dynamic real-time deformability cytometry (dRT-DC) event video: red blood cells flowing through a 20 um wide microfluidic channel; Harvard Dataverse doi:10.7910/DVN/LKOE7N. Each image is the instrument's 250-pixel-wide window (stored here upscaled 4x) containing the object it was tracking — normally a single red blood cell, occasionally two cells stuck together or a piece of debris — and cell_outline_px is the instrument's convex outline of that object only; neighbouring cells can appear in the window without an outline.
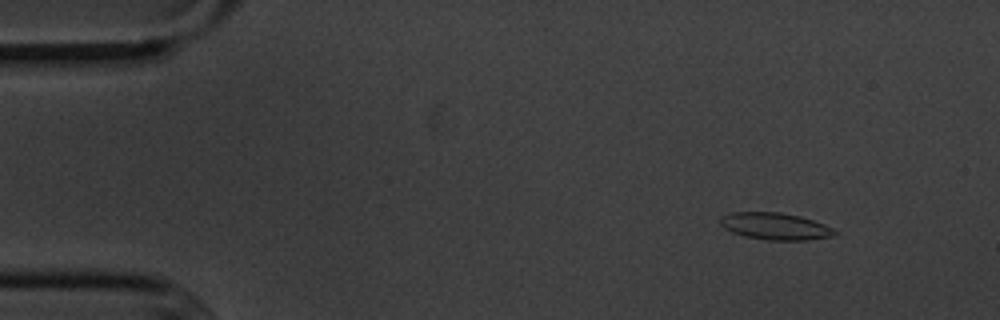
{"species": "common noctule bat (a hibernating species)", "species_latin": "Nyctalus noctula", "temperature_condition": "cold", "stored_images_in_passage": 55, "segment_of_instrument_passage": [1, 2], "camera_frame_rate_fps": 3000, "um_per_image_px": 0.085, "animal": {"sex": "male", "body_mass_g": 20.1, "forearm_length_mm": 53.5}, "frame": {"image": 1, "passage_image": 5, "time_ms": 1.333, "image_size_px": [1000, 320], "cell_outline_px": [[840, 232], [832, 236], [808, 240], [768, 240], [744, 236], [732, 232], [724, 228], [720, 224], [720, 216], [732, 212], [780, 212], [800, 216], [824, 224]], "centroid_in_image_um": [65.89, 19.23], "position_along_channel_um": 19.1, "area_um2": 18.03}}
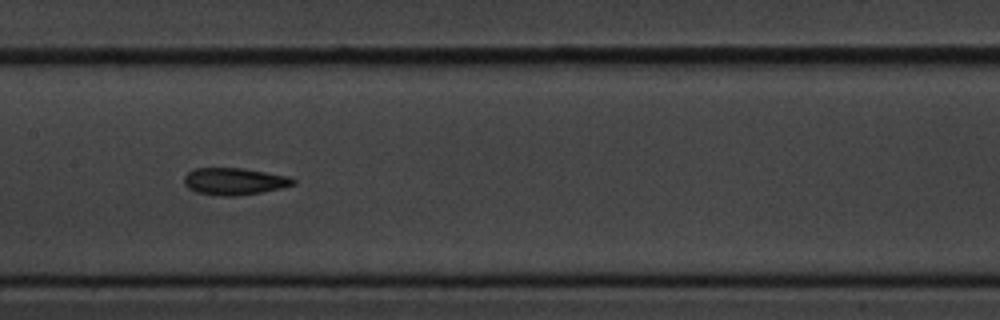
{"frame": {"image": 2, "passage_image": 26, "time_ms": 8.333, "image_size_px": [1000, 320], "cell_outline_px": [[296, 184], [284, 188], [236, 196], [224, 196], [196, 192], [188, 188], [184, 184], [184, 176], [188, 172], [196, 168], [244, 168], [288, 176], [296, 180]], "centroid_in_image_um": [19.94, 15.41], "position_along_channel_um": 187.5, "area_um2": 17.22}}
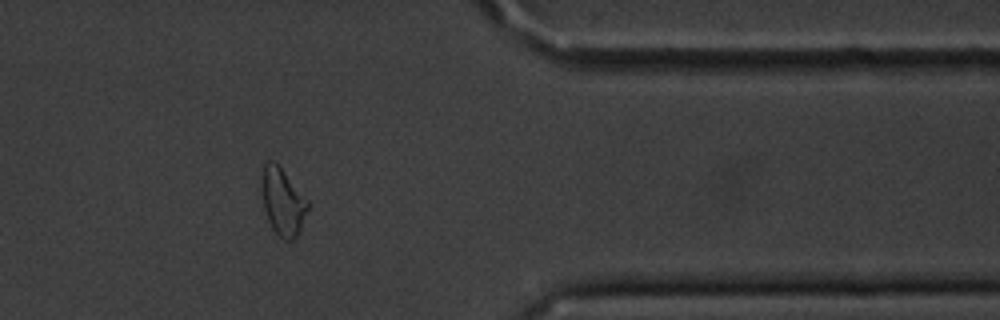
{"frame": {"image": 3, "passage_image": 44, "time_ms": 14.333, "image_size_px": [1000, 320], "cell_outline_px": [[312, 204], [296, 236], [292, 240], [284, 240], [272, 228], [268, 220], [264, 208], [260, 188], [260, 180], [264, 164], [268, 160], [272, 160], [280, 168]], "centroid_in_image_um": [24.03, 17.14], "position_along_channel_um": 387.4, "area_um2": 18.09}}